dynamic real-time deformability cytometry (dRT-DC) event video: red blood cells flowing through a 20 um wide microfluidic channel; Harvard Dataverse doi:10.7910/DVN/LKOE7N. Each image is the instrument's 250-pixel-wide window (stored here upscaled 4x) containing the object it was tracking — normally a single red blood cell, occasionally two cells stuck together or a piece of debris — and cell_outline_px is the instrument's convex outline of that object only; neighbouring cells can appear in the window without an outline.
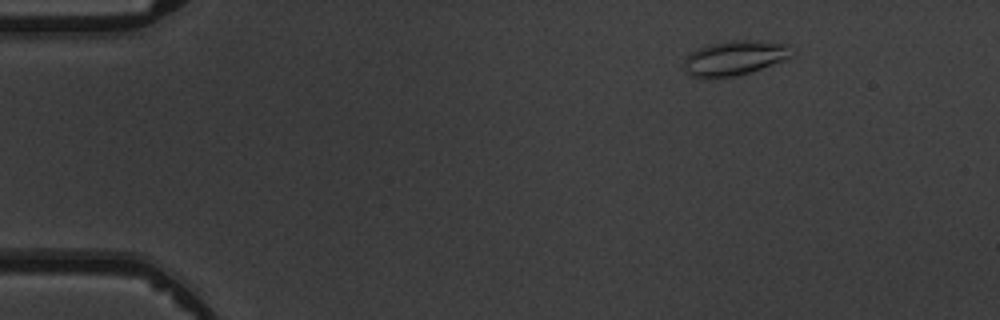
{"species": "common noctule bat (a hibernating species)", "species_latin": "Nyctalus noctula", "temperature_condition": "warm", "stored_images_in_passage": 4, "camera_frame_rate_fps": 3000, "um_per_image_px": 0.085, "animal": {"sex": "male", "body_mass_g": 19.5, "forearm_length_mm": 54.6}, "frame": {"image": 1, "passage_image": 2, "time_ms": 1.333, "image_size_px": [1000, 320], "cell_outline_px": [[796, 56], [752, 72], [736, 76], [700, 80], [688, 76], [684, 68], [684, 56], [688, 52], [712, 44], [732, 40], [756, 40], [788, 44], [796, 48]], "centroid_in_image_um": [62.47, 4.95], "position_along_channel_um": 22.5, "area_um2": 22.77}}